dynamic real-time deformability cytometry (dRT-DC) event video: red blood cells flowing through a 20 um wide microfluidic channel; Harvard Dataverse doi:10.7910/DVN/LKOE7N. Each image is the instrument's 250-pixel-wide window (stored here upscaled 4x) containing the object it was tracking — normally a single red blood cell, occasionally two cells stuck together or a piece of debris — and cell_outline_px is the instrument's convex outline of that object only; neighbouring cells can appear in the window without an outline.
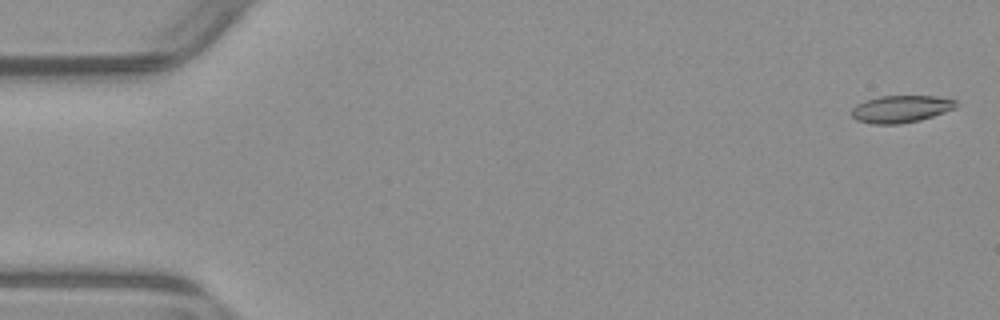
{"species": "common noctule bat (a hibernating species)", "species_latin": "Nyctalus noctula", "temperature_condition": "warm", "stored_images_in_passage": 54, "camera_frame_rate_fps": 3000, "um_per_image_px": 0.085, "animal": {"sex": "male", "body_mass_g": 23.1, "forearm_length_mm": 52.7}, "frame": {"image": 1, "passage_image": 2, "time_ms": 0.333, "image_size_px": [1000, 320], "cell_outline_px": [[956, 108], [920, 120], [900, 124], [872, 124], [856, 120], [852, 116], [852, 108], [856, 104], [864, 100], [880, 96], [936, 96], [956, 100]], "centroid_in_image_um": [76.55, 9.26], "position_along_channel_um": 8.5, "area_um2": 16.59}}
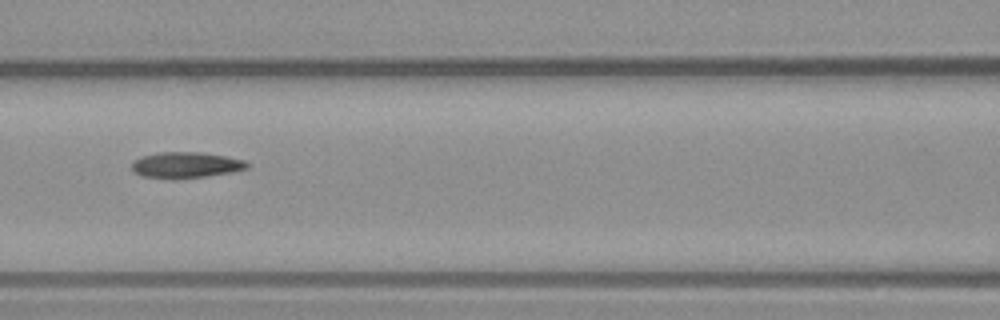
{"frame": {"image": 2, "passage_image": 24, "time_ms": 7.667, "image_size_px": [1000, 320], "cell_outline_px": [[248, 168], [232, 172], [204, 176], [144, 176], [132, 172], [132, 160], [140, 156], [160, 152], [200, 152], [228, 156], [244, 160], [248, 164]], "centroid_in_image_um": [15.81, 13.97], "position_along_channel_um": 150.8, "area_um2": 16.82}}
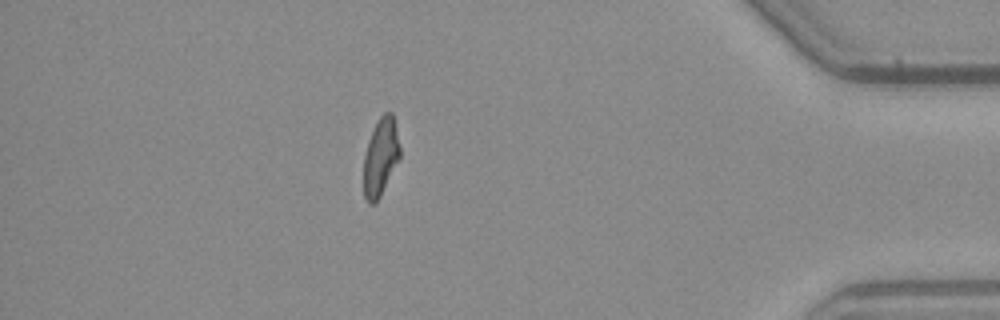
{"frame": {"image": 3, "passage_image": 47, "time_ms": 15.333, "image_size_px": [1000, 320], "cell_outline_px": [[400, 156], [380, 196], [372, 204], [368, 204], [364, 196], [364, 156], [368, 140], [380, 116], [384, 112], [392, 112], [400, 148]], "centroid_in_image_um": [32.34, 13.34], "position_along_channel_um": 402.9, "area_um2": 16.01}, "authors_computed_cell_mechanics": {"area_um2": 17.1088, "velocity_mm_per_s": 3.9117, "shape_relaxation_time_tau1_ms": null, "shape_relaxation_time_tau2_ms": 8.0034, "deformation_change_tau1": null, "deformation_change_tau2": 0.148}}